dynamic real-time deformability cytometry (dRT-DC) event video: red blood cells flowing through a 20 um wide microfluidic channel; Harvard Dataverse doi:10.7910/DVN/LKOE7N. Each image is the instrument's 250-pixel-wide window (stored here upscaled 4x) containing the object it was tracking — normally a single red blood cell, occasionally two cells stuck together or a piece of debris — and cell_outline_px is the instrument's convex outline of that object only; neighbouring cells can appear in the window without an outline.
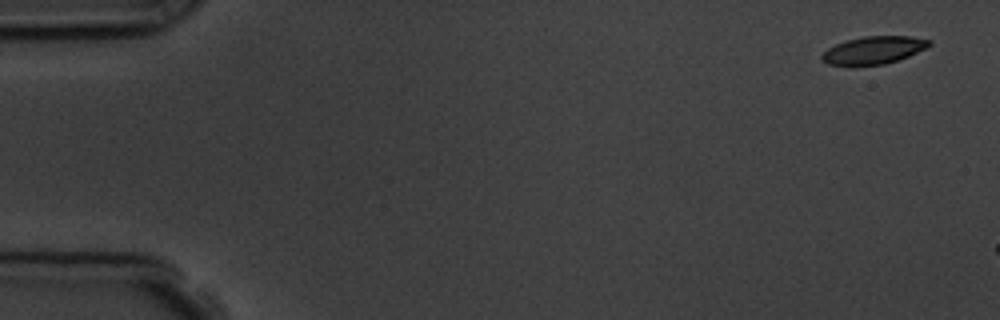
{"species": "common noctule bat (a hibernating species)", "species_latin": "Nyctalus noctula", "temperature_condition": "room temperature", "stored_images_in_passage": 2, "camera_frame_rate_fps": 3000, "um_per_image_px": 0.085, "animal": {"sex": "male", "body_mass_g": 19.5, "forearm_length_mm": 54.6}, "frame": {"image": 1, "passage_image": 1, "time_ms": 0.0, "image_size_px": [1000, 320], "cell_outline_px": [[932, 44], [908, 56], [884, 64], [828, 64], [820, 56], [828, 48], [836, 44], [848, 40], [864, 36], [912, 36], [932, 40]], "centroid_in_image_um": [74.3, 4.23], "position_along_channel_um": 10.7, "area_um2": 16.76}}